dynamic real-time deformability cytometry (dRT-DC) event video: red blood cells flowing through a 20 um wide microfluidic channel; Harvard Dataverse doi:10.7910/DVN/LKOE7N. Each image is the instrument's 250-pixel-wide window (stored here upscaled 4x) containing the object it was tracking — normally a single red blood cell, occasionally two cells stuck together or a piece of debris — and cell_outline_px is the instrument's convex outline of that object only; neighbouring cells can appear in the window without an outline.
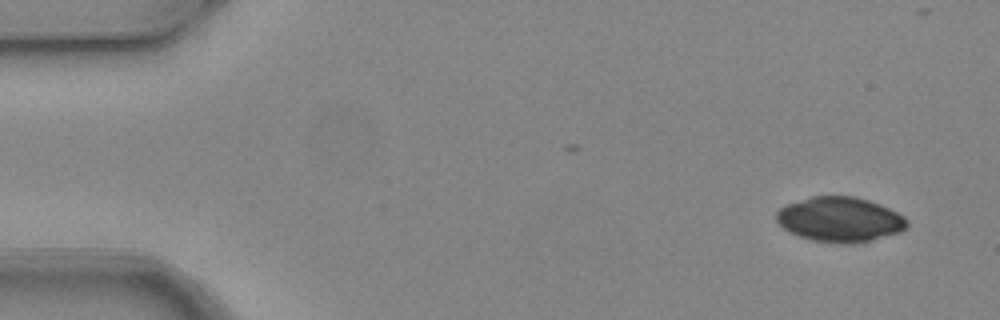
{"species": "common noctule bat (a hibernating species)", "species_latin": "Nyctalus noctula", "temperature_condition": "warm", "stored_images_in_passage": 6, "camera_frame_rate_fps": 3000, "um_per_image_px": 0.085, "animal": {"sex": "female", "body_mass_g": 24.6, "forearm_length_mm": 56.2}, "frame": {"image": 1, "passage_image": 1, "time_ms": 0.0, "image_size_px": [1000, 320], "cell_outline_px": [[908, 224], [900, 232], [852, 244], [844, 244], [812, 240], [800, 236], [784, 228], [776, 220], [776, 212], [780, 208], [788, 204], [812, 196], [852, 196], [868, 200], [880, 204], [904, 216], [908, 220]], "centroid_in_image_um": [71.39, 18.65], "position_along_channel_um": 13.6, "area_um2": 33.76}}